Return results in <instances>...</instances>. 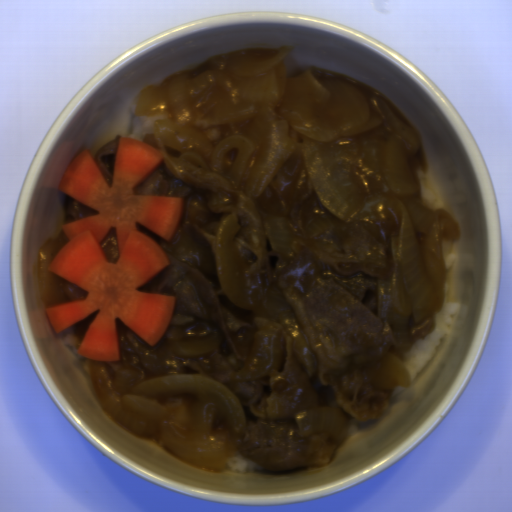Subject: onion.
I'll return each mask as SVG.
<instances>
[{
	"label": "onion",
	"mask_w": 512,
	"mask_h": 512,
	"mask_svg": "<svg viewBox=\"0 0 512 512\" xmlns=\"http://www.w3.org/2000/svg\"><path fill=\"white\" fill-rule=\"evenodd\" d=\"M290 53L280 48L213 60L209 71L142 89L135 112L163 114L152 133L170 172L216 193L258 197L296 147L287 128L320 144L355 138L402 209L393 235L395 269L377 280V313L395 338L417 343L443 309L448 268L441 246L460 239V229L446 209L422 203L419 172L411 166L421 145L411 125L338 76L309 67L288 75Z\"/></svg>",
	"instance_id": "1"
},
{
	"label": "onion",
	"mask_w": 512,
	"mask_h": 512,
	"mask_svg": "<svg viewBox=\"0 0 512 512\" xmlns=\"http://www.w3.org/2000/svg\"><path fill=\"white\" fill-rule=\"evenodd\" d=\"M99 407L135 435H148L172 456L197 467L224 470L233 438L245 431L239 400L219 382L180 373L144 380L127 394L115 391L103 361L88 360Z\"/></svg>",
	"instance_id": "2"
},
{
	"label": "onion",
	"mask_w": 512,
	"mask_h": 512,
	"mask_svg": "<svg viewBox=\"0 0 512 512\" xmlns=\"http://www.w3.org/2000/svg\"><path fill=\"white\" fill-rule=\"evenodd\" d=\"M239 224L232 214L221 223L216 237L215 264L222 291L235 305L249 309L247 289L242 285L234 267L235 235Z\"/></svg>",
	"instance_id": "3"
},
{
	"label": "onion",
	"mask_w": 512,
	"mask_h": 512,
	"mask_svg": "<svg viewBox=\"0 0 512 512\" xmlns=\"http://www.w3.org/2000/svg\"><path fill=\"white\" fill-rule=\"evenodd\" d=\"M68 238L62 229L54 238L41 246L38 251L37 278L41 299L48 302L72 301L64 291V285L69 281L51 272L49 267L59 251L68 242Z\"/></svg>",
	"instance_id": "4"
},
{
	"label": "onion",
	"mask_w": 512,
	"mask_h": 512,
	"mask_svg": "<svg viewBox=\"0 0 512 512\" xmlns=\"http://www.w3.org/2000/svg\"><path fill=\"white\" fill-rule=\"evenodd\" d=\"M269 309L283 324L293 339L298 359L308 376L315 373L316 361L302 333L298 318L286 300L281 288L273 287L266 302Z\"/></svg>",
	"instance_id": "5"
},
{
	"label": "onion",
	"mask_w": 512,
	"mask_h": 512,
	"mask_svg": "<svg viewBox=\"0 0 512 512\" xmlns=\"http://www.w3.org/2000/svg\"><path fill=\"white\" fill-rule=\"evenodd\" d=\"M294 416L301 437L311 432H322L341 443L348 435L350 422L341 409L322 406L300 410Z\"/></svg>",
	"instance_id": "6"
},
{
	"label": "onion",
	"mask_w": 512,
	"mask_h": 512,
	"mask_svg": "<svg viewBox=\"0 0 512 512\" xmlns=\"http://www.w3.org/2000/svg\"><path fill=\"white\" fill-rule=\"evenodd\" d=\"M371 380V385L380 390H392L406 387L411 383L409 373L401 359L395 354L387 353L377 363L364 369Z\"/></svg>",
	"instance_id": "7"
},
{
	"label": "onion",
	"mask_w": 512,
	"mask_h": 512,
	"mask_svg": "<svg viewBox=\"0 0 512 512\" xmlns=\"http://www.w3.org/2000/svg\"><path fill=\"white\" fill-rule=\"evenodd\" d=\"M263 215L269 224V241L271 251L281 253L294 251L291 244L292 238L286 228V221L284 217L264 213Z\"/></svg>",
	"instance_id": "8"
},
{
	"label": "onion",
	"mask_w": 512,
	"mask_h": 512,
	"mask_svg": "<svg viewBox=\"0 0 512 512\" xmlns=\"http://www.w3.org/2000/svg\"><path fill=\"white\" fill-rule=\"evenodd\" d=\"M220 344V338L217 335H212L194 341L176 342L174 350L183 356L202 355L214 351L220 347Z\"/></svg>",
	"instance_id": "9"
},
{
	"label": "onion",
	"mask_w": 512,
	"mask_h": 512,
	"mask_svg": "<svg viewBox=\"0 0 512 512\" xmlns=\"http://www.w3.org/2000/svg\"><path fill=\"white\" fill-rule=\"evenodd\" d=\"M99 310L96 311L95 313L91 314L90 316L86 317L85 319L81 320L80 322L74 324L73 326L71 327H67V328H71L74 335L76 336V338L78 339L80 345H81V342L86 334V332L88 331L91 323L93 322V320L96 318V316L99 314Z\"/></svg>",
	"instance_id": "10"
},
{
	"label": "onion",
	"mask_w": 512,
	"mask_h": 512,
	"mask_svg": "<svg viewBox=\"0 0 512 512\" xmlns=\"http://www.w3.org/2000/svg\"><path fill=\"white\" fill-rule=\"evenodd\" d=\"M327 229H329V224L326 218L314 219L308 226V233L310 237H316Z\"/></svg>",
	"instance_id": "11"
}]
</instances>
